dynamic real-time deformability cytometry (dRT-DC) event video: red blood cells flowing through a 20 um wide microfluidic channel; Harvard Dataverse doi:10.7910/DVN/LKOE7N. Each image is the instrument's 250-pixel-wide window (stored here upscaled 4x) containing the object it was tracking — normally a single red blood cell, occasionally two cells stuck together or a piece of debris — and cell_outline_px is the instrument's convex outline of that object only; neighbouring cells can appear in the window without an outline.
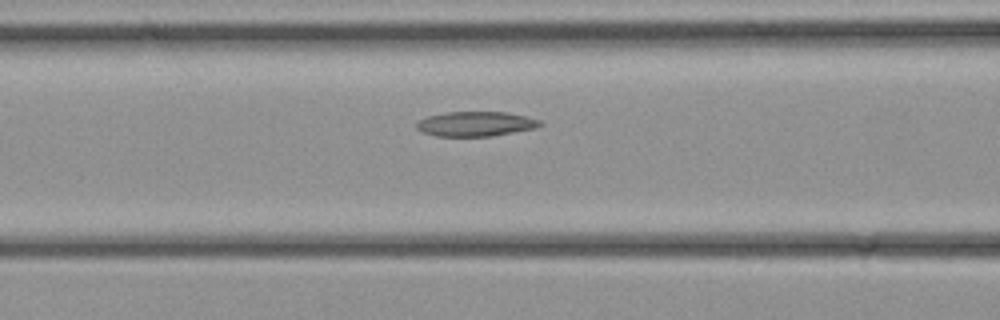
{"species": "common noctule bat (a hibernating species)", "species_latin": "Nyctalus noctula", "temperature_condition": "cold", "stored_images_in_passage": 12, "camera_frame_rate_fps": 3000, "um_per_image_px": 0.085, "animal": {"sex": "female", "body_mass_g": 21.9}, "frame": {"image": 1, "passage_image": 9, "time_ms": 2.667, "image_size_px": [1000, 320], "cell_outline_px": [[544, 124], [536, 128], [492, 136], [436, 136], [420, 132], [416, 128], [416, 120], [428, 116], [444, 112], [504, 112], [524, 116], [540, 120]], "centroid_in_image_um": [40.38, 10.53], "position_along_channel_um": 126.2, "area_um2": 17.92}}